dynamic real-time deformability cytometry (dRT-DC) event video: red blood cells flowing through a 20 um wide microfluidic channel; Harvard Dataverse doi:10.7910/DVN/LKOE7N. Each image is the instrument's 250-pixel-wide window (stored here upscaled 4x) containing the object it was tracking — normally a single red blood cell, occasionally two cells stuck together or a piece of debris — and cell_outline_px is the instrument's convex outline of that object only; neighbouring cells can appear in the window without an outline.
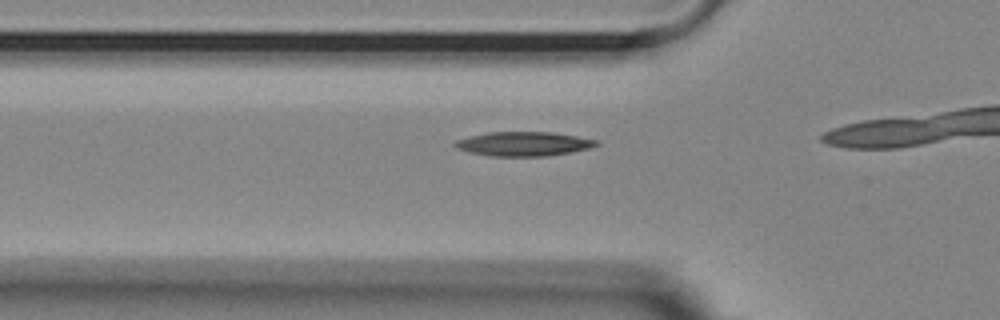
{"species": "Egyptian fruit bat (a non-hibernating species)", "species_latin": "Rousettus aegyptiacus", "temperature_condition": "room temperature", "stored_images_in_passage": 14, "camera_frame_rate_fps": 3000, "um_per_image_px": 0.085, "animal": {"sex": "female"}, "frame": {"image": 1, "passage_image": 10, "time_ms": 3.0, "image_size_px": [1000, 320], "cell_outline_px": [[600, 144], [588, 148], [572, 152], [548, 156], [492, 156], [472, 152], [456, 148], [452, 144], [456, 140], [488, 132], [552, 132], [600, 140]], "centroid_in_image_um": [44.55, 12.22], "position_along_channel_um": 81.2, "area_um2": 19.88}}